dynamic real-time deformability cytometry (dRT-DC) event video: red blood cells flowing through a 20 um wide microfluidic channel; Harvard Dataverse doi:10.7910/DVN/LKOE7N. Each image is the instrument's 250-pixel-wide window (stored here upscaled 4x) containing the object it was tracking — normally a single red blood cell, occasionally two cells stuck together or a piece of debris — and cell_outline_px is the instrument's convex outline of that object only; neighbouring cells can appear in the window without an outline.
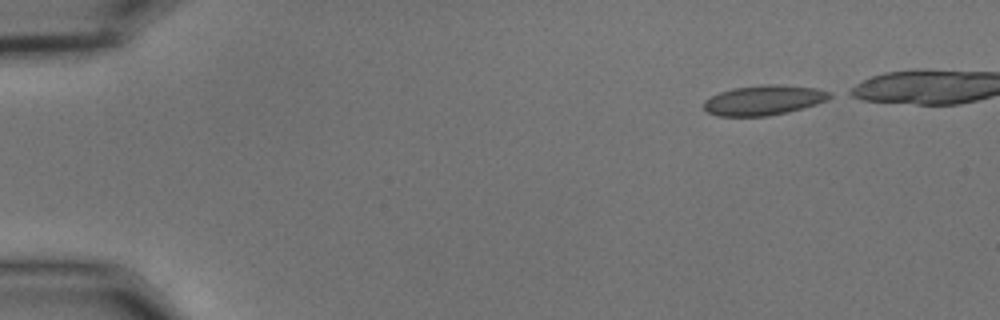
{"species": "common noctule bat (a hibernating species)", "species_latin": "Nyctalus noctula", "temperature_condition": "cold", "stored_images_in_passage": 43, "camera_frame_rate_fps": 3000, "um_per_image_px": 0.085, "animal": {"sex": "male", "body_mass_g": 15.6}, "frame": {"image": 1, "passage_image": 1, "time_ms": 0.0, "image_size_px": [1000, 320], "cell_outline_px": [[836, 96], [828, 100], [804, 108], [788, 112], [768, 116], [716, 116], [708, 112], [704, 108], [704, 100], [720, 92], [732, 88], [764, 84], [776, 84], [816, 88], [832, 92]], "centroid_in_image_um": [64.97, 8.51], "position_along_channel_um": 20.0, "area_um2": 22.2}}
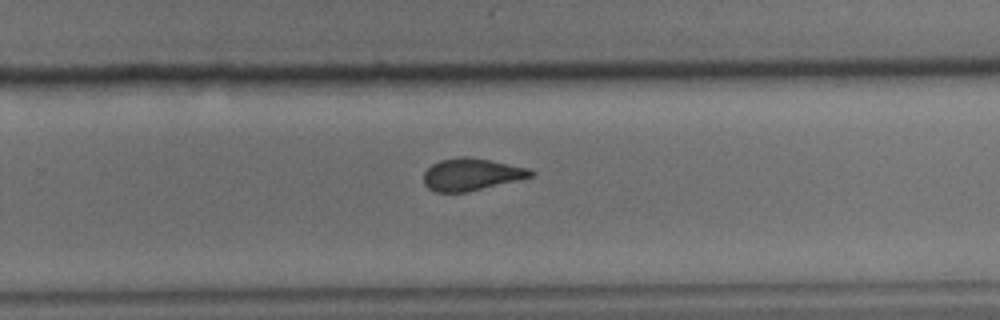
{"frame": {"image": 2, "passage_image": 31, "time_ms": 10.0, "image_size_px": [1000, 320], "cell_outline_px": [[536, 172], [532, 176], [468, 192], [436, 192], [428, 188], [424, 184], [424, 172], [432, 164], [440, 160], [464, 156], [468, 156], [528, 168]], "centroid_in_image_um": [40.03, 14.83], "position_along_channel_um": 289.8, "area_um2": 19.83}}
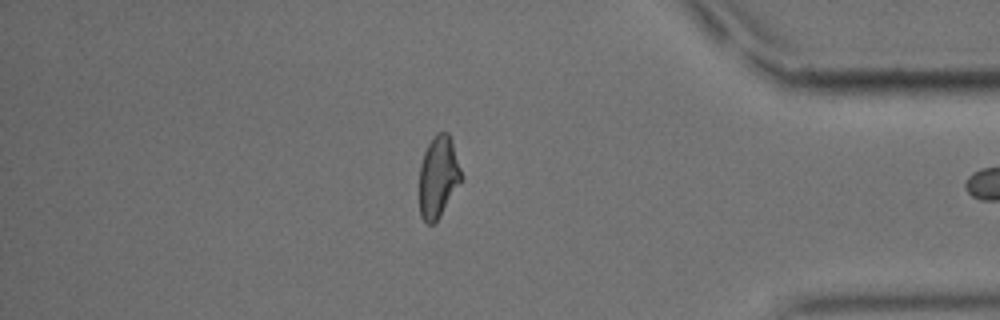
{"frame": {"image": 3, "passage_image": 42, "time_ms": 13.667, "image_size_px": [1000, 320], "cell_outline_px": [[464, 180], [440, 216], [432, 224], [428, 224], [420, 216], [420, 164], [424, 152], [432, 136], [436, 132], [448, 132], [452, 140], [464, 176]], "centroid_in_image_um": [37.29, 15.0], "position_along_channel_um": 397.9, "area_um2": 20.4}}